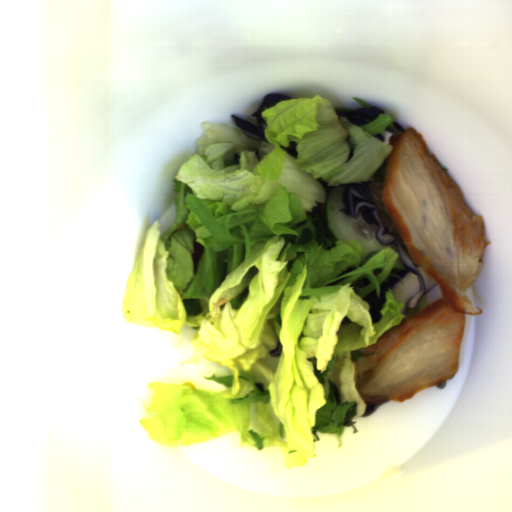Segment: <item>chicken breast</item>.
Listing matches in <instances>:
<instances>
[{
    "instance_id": "obj_1",
    "label": "chicken breast",
    "mask_w": 512,
    "mask_h": 512,
    "mask_svg": "<svg viewBox=\"0 0 512 512\" xmlns=\"http://www.w3.org/2000/svg\"><path fill=\"white\" fill-rule=\"evenodd\" d=\"M389 138L381 189L384 208L412 261L435 279L442 297L383 332L354 364L365 407L402 402L453 379L467 315H480L466 291L483 269L484 218L467 205L414 128Z\"/></svg>"
}]
</instances>
